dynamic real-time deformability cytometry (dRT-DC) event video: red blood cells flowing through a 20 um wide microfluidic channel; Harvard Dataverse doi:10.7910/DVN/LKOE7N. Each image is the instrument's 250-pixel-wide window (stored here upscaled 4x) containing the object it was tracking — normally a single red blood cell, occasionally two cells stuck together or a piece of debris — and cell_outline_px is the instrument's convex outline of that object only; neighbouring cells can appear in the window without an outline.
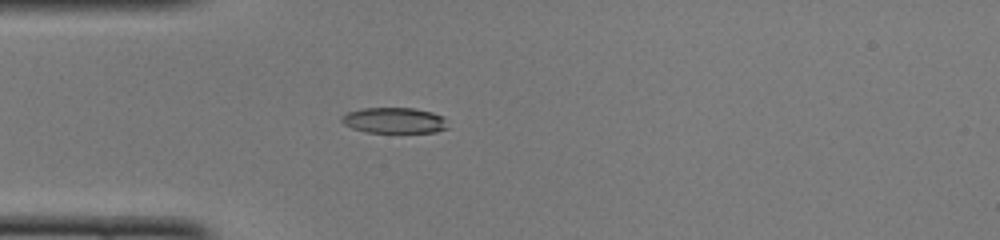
{"species": "common noctule bat (a hibernating species)", "species_latin": "Nyctalus noctula", "temperature_condition": "cold", "stored_images_in_passage": 36, "camera_frame_rate_fps": 3000, "um_per_image_px": 0.085, "animal": {"sex": "female", "body_mass_g": 22.0, "forearm_length_mm": 56.7}, "frame": {"image": 1, "passage_image": 1, "time_ms": 0.0, "image_size_px": [1000, 240], "cell_outline_px": [[448, 128], [436, 132], [364, 132], [352, 128], [344, 124], [340, 120], [340, 116], [348, 112], [360, 108], [412, 108], [432, 112], [444, 116]], "centroid_in_image_um": [33.49, 10.23], "position_along_channel_um": 51.5, "area_um2": 16.01}}
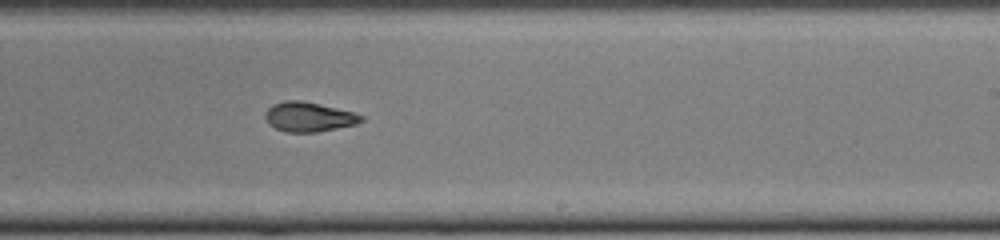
{"frame": {"image": 2, "passage_image": 17, "time_ms": 5.333, "image_size_px": [1000, 240], "cell_outline_px": [[364, 120], [356, 124], [316, 132], [284, 132], [268, 124], [264, 116], [264, 112], [272, 104], [284, 100], [300, 100], [320, 104], [352, 112], [364, 116]], "centroid_in_image_um": [26.2, 9.93], "position_along_channel_um": 262.8, "area_um2": 16.59}}
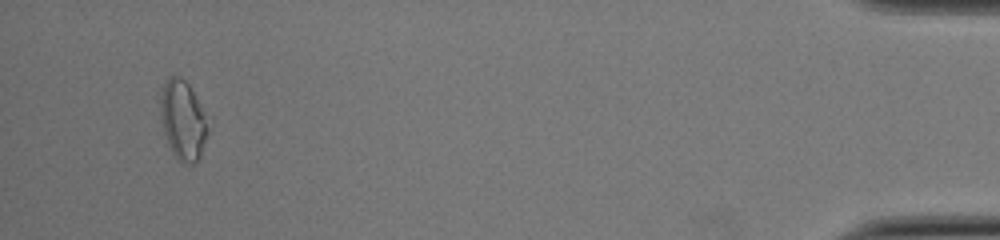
{"frame": {"image": 3, "passage_image": 34, "time_ms": 11.0, "image_size_px": [1000, 240], "cell_outline_px": [[208, 132], [200, 160], [192, 164], [184, 164], [172, 152], [168, 144], [164, 132], [160, 116], [160, 96], [164, 84], [168, 76], [180, 76], [188, 84], [204, 116], [208, 128]], "centroid_in_image_um": [15.52, 10.25], "position_along_channel_um": 419.7, "area_um2": 21.62}, "authors_computed_cell_mechanics": {"area_um2": 16.9643, "velocity_mm_per_s": 4.1036, "shape_relaxation_time_tau1_ms": 7.4306, "shape_relaxation_time_tau2_ms": 4.4926, "deformation_change_tau1": 0.2178, "deformation_change_tau2": 0.0988}}